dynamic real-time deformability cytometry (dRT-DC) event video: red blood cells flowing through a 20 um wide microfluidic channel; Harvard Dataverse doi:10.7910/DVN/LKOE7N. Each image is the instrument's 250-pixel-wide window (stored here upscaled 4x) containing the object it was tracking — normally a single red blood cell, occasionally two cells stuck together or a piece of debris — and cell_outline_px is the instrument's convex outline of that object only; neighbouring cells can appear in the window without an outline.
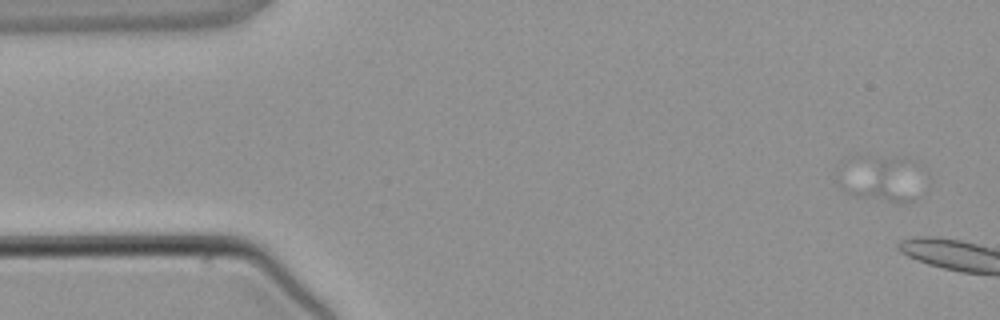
{"species": "common noctule bat (a hibernating species)", "species_latin": "Nyctalus noctula", "temperature_condition": "warm", "stored_images_in_passage": 4, "camera_frame_rate_fps": 3000, "um_per_image_px": 0.085, "animal": {"sex": "male", "body_mass_g": 21.5, "forearm_length_mm": 52.0}, "frame": {"image": 1, "passage_image": 1, "time_ms": 0.0, "image_size_px": [1000, 320], "cell_outline_px": [[920, 196], [912, 200], [900, 204], [896, 204], [852, 196], [844, 192], [840, 184], [872, 160], [892, 156], [904, 156], [908, 160]], "centroid_in_image_um": [75.11, 15.41], "position_along_channel_um": 9.9, "area_um2": 18.96}}
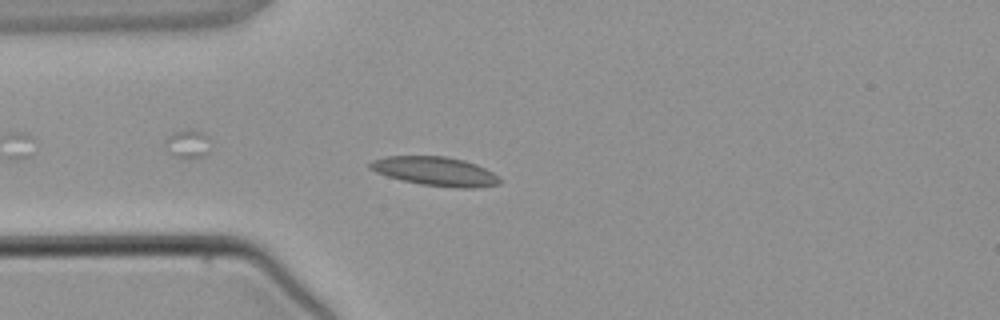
{"frame": {"image": 2, "passage_image": 4, "time_ms": 4.333, "image_size_px": [1000, 320], "cell_outline_px": [[500, 184], [476, 188], [456, 188], [420, 184], [388, 176], [376, 172], [368, 168], [368, 164], [372, 160], [384, 156], [444, 156], [464, 160], [476, 164], [492, 172], [500, 180]], "centroid_in_image_um": [36.98, 14.56], "position_along_channel_um": 48.0, "area_um2": 21.85}}